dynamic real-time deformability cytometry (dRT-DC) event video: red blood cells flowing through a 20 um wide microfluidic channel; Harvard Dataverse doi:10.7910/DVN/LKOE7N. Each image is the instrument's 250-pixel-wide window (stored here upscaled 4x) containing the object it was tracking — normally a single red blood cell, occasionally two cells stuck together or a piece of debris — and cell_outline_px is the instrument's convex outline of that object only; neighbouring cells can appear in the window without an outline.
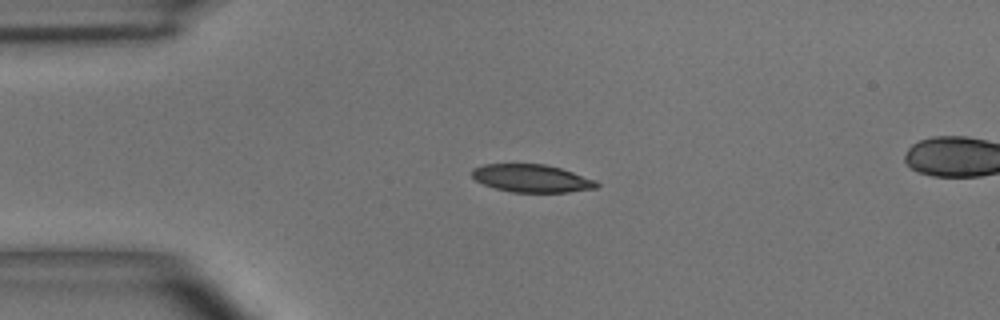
{"species": "common noctule bat (a hibernating species)", "species_latin": "Nyctalus noctula", "temperature_condition": "room temperature", "stored_images_in_passage": 5, "camera_frame_rate_fps": 3000, "um_per_image_px": 0.085, "animal": {"sex": "male", "body_mass_g": 15.6}, "frame": {"image": 1, "passage_image": 1, "time_ms": 0.0, "image_size_px": [1000, 320], "cell_outline_px": [[600, 184], [596, 188], [568, 192], [512, 192], [496, 188], [484, 184], [476, 180], [472, 176], [472, 168], [484, 164], [544, 164], [560, 168], [596, 180]], "centroid_in_image_um": [45.19, 15.16], "position_along_channel_um": 39.8, "area_um2": 20.06}}
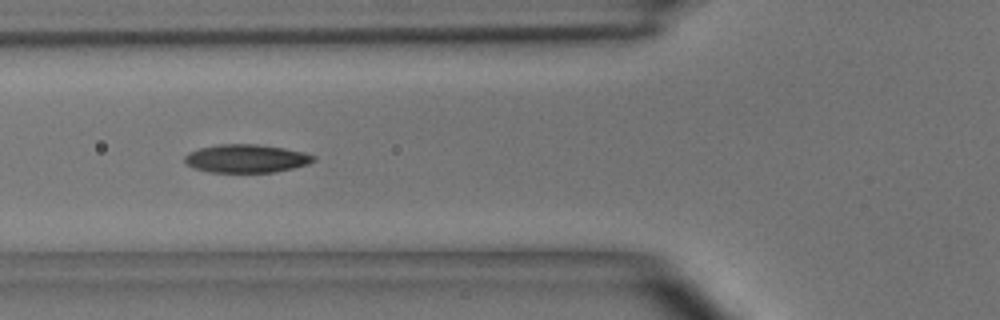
{"frame": {"image": 2, "passage_image": 3, "time_ms": 2.333, "image_size_px": [1000, 320], "cell_outline_px": [[316, 160], [308, 164], [276, 172], [208, 172], [192, 168], [184, 160], [184, 156], [188, 152], [200, 148], [220, 144], [256, 144], [284, 148], [304, 152], [316, 156]], "centroid_in_image_um": [20.93, 13.47], "position_along_channel_um": 104.9, "area_um2": 21.27}}